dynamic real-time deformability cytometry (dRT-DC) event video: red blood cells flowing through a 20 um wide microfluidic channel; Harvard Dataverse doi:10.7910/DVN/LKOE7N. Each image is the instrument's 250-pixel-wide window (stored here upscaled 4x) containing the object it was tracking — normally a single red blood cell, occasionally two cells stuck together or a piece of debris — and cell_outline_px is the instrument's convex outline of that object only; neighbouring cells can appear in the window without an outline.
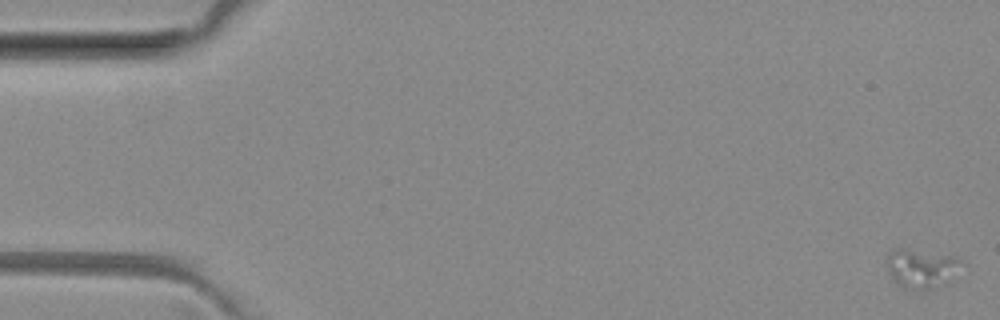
{"species": "common noctule bat (a hibernating species)", "species_latin": "Nyctalus noctula", "temperature_condition": "room temperature", "stored_images_in_passage": 52, "camera_frame_rate_fps": 3000, "um_per_image_px": 0.085, "animal": {"sex": "female", "body_mass_g": 29.2, "forearm_length_mm": 56.3}, "frame": {"image": 1, "passage_image": 1, "time_ms": 0.0, "image_size_px": [1000, 320], "cell_outline_px": [[968, 264], [944, 284], [924, 292], [920, 292], [904, 288], [892, 280], [888, 268], [888, 252], [892, 248], [904, 248], [956, 256]], "centroid_in_image_um": [78.38, 22.83], "position_along_channel_um": 6.6, "area_um2": 17.69}}
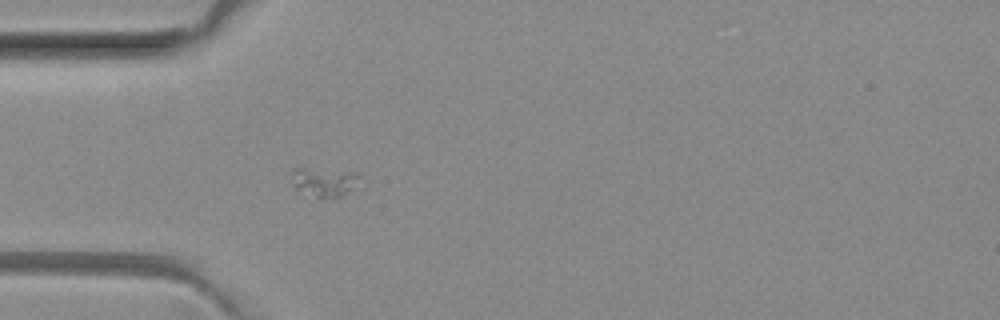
{"frame": {"image": 2, "passage_image": 16, "time_ms": 5.0, "image_size_px": [1000, 320], "cell_outline_px": [[360, 176], [352, 188], [340, 196], [316, 196], [296, 188], [292, 184], [288, 172], [292, 168], [304, 168], [356, 172]], "centroid_in_image_um": [27.46, 15.4], "position_along_channel_um": 57.5, "area_um2": 11.04}}
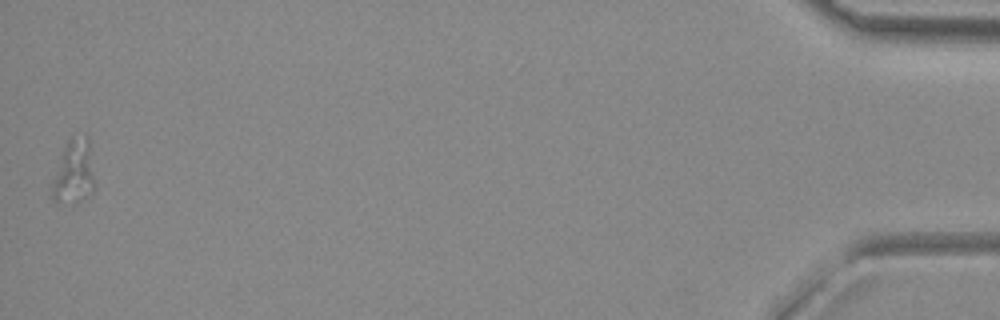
{"frame": {"image": 3, "passage_image": 52, "time_ms": 17.0, "image_size_px": [1000, 320], "cell_outline_px": [[96, 188], [92, 196], [76, 204], [56, 204], [52, 200], [52, 184], [64, 148], [68, 140], [72, 136], [88, 140]], "centroid_in_image_um": [6.3, 14.78], "position_along_channel_um": 428.9, "area_um2": 16.01}}